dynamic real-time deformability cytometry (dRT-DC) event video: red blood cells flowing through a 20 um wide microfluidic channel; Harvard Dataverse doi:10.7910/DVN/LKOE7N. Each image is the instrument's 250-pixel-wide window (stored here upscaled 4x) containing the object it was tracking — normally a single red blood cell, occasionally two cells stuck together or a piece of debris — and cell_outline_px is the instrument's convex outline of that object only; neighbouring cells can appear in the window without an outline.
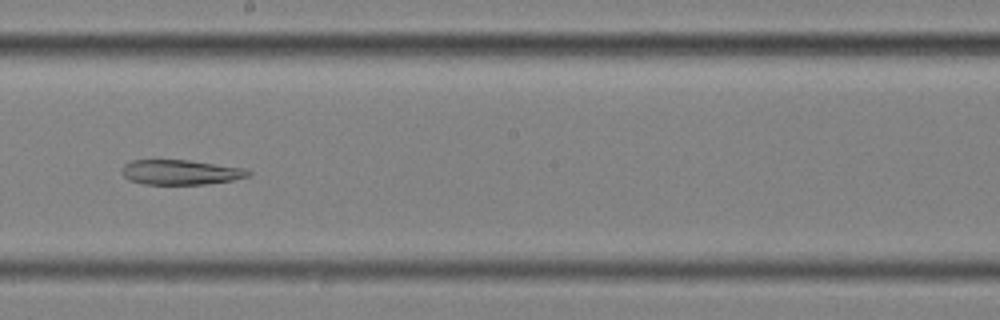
{"species": "common noctule bat (a hibernating species)", "species_latin": "Nyctalus noctula", "temperature_condition": "cold", "stored_images_in_passage": 44, "camera_frame_rate_fps": 3000, "um_per_image_px": 0.085, "animal": {"sex": "female", "body_mass_g": 25.1}, "frame": {"image": 1, "passage_image": 19, "time_ms": 6.0, "image_size_px": [1000, 320], "cell_outline_px": [[252, 176], [232, 180], [204, 184], [144, 184], [128, 180], [120, 172], [124, 164], [132, 160], [188, 160], [244, 168], [252, 172]], "centroid_in_image_um": [15.34, 14.64], "position_along_channel_um": 232.9, "area_um2": 18.38}}
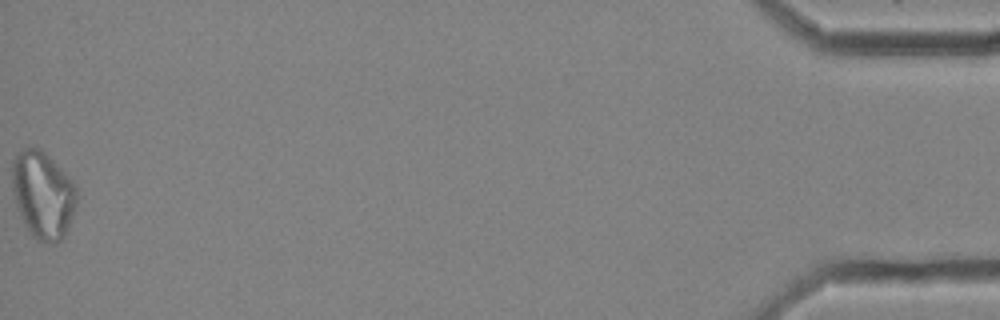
{"frame": {"image": 2, "passage_image": 44, "time_ms": 14.333, "image_size_px": [1000, 320], "cell_outline_px": [[76, 204], [72, 216], [64, 236], [56, 244], [44, 244], [32, 236], [24, 224], [16, 204], [12, 192], [12, 160], [16, 152], [24, 148], [40, 148], [72, 180], [76, 188]], "centroid_in_image_um": [3.62, 16.57], "position_along_channel_um": 431.6, "area_um2": 32.83}}